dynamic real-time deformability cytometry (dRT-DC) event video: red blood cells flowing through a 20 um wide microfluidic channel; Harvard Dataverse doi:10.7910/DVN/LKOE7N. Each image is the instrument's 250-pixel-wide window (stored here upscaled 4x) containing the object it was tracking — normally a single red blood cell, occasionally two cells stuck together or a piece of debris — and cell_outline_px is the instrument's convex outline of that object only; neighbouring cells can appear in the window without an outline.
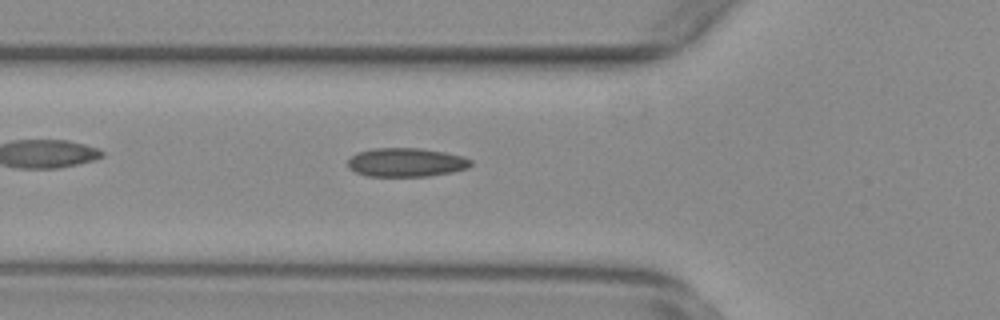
{"species": "common noctule bat (a hibernating species)", "species_latin": "Nyctalus noctula", "temperature_condition": "warm", "stored_images_in_passage": 35, "camera_frame_rate_fps": 3000, "um_per_image_px": 0.085, "animal": {"sex": "female", "body_mass_g": 29.2, "forearm_length_mm": 56.3}, "frame": {"image": 1, "passage_image": 4, "time_ms": 1.0, "image_size_px": [1000, 320], "cell_outline_px": [[472, 164], [468, 168], [452, 172], [428, 176], [368, 176], [356, 172], [348, 168], [348, 160], [356, 152], [372, 148], [420, 148], [444, 152], [464, 156], [472, 160]], "centroid_in_image_um": [34.53, 13.79], "position_along_channel_um": 91.3, "area_um2": 20.75}}
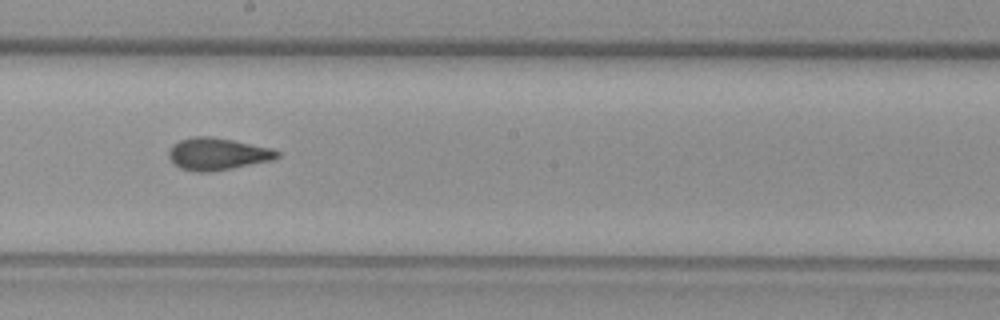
{"frame": {"image": 2, "passage_image": 15, "time_ms": 4.667, "image_size_px": [1000, 320], "cell_outline_px": [[280, 156], [272, 160], [232, 168], [208, 172], [196, 172], [180, 168], [172, 164], [168, 156], [168, 148], [172, 144], [180, 140], [192, 136], [212, 136], [272, 148], [280, 152]], "centroid_in_image_um": [18.44, 13.08], "position_along_channel_um": 229.8, "area_um2": 20.52}}
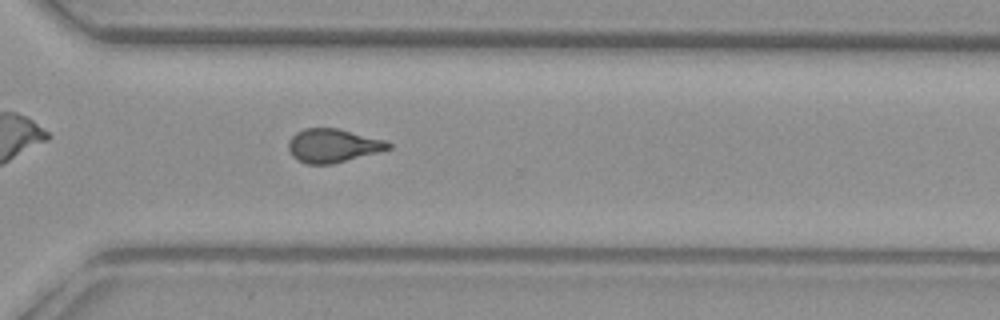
{"frame": {"image": 3, "passage_image": 24, "time_ms": 7.667, "image_size_px": [1000, 320], "cell_outline_px": [[392, 148], [332, 164], [308, 164], [296, 160], [292, 156], [288, 148], [288, 144], [292, 136], [296, 132], [304, 128], [336, 128], [384, 140], [392, 144]], "centroid_in_image_um": [28.26, 12.38], "position_along_channel_um": 342.3, "area_um2": 19.36}, "authors_computed_cell_mechanics": {"area_um2": 19.7676, "velocity_mm_per_s": 3.7655, "shape_relaxation_time_tau1_ms": null, "shape_relaxation_time_tau2_ms": 1.6501, "deformation_change_tau1": null, "deformation_change_tau2": 0.0741}}